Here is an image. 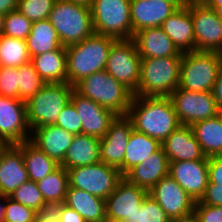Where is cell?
I'll list each match as a JSON object with an SVG mask.
<instances>
[{"label": "cell", "instance_id": "4dcf8cb0", "mask_svg": "<svg viewBox=\"0 0 222 222\" xmlns=\"http://www.w3.org/2000/svg\"><path fill=\"white\" fill-rule=\"evenodd\" d=\"M17 145L22 149L29 180L38 182L59 166L58 163L36 147L30 140Z\"/></svg>", "mask_w": 222, "mask_h": 222}, {"label": "cell", "instance_id": "7bdbcfd3", "mask_svg": "<svg viewBox=\"0 0 222 222\" xmlns=\"http://www.w3.org/2000/svg\"><path fill=\"white\" fill-rule=\"evenodd\" d=\"M193 217L197 222H222V206H210L197 201Z\"/></svg>", "mask_w": 222, "mask_h": 222}, {"label": "cell", "instance_id": "f907efd6", "mask_svg": "<svg viewBox=\"0 0 222 222\" xmlns=\"http://www.w3.org/2000/svg\"><path fill=\"white\" fill-rule=\"evenodd\" d=\"M6 200L7 196L0 193V222H4Z\"/></svg>", "mask_w": 222, "mask_h": 222}, {"label": "cell", "instance_id": "e0dca14e", "mask_svg": "<svg viewBox=\"0 0 222 222\" xmlns=\"http://www.w3.org/2000/svg\"><path fill=\"white\" fill-rule=\"evenodd\" d=\"M171 176L195 201L203 197L209 182L208 157L202 160L169 162Z\"/></svg>", "mask_w": 222, "mask_h": 222}, {"label": "cell", "instance_id": "bcb514c9", "mask_svg": "<svg viewBox=\"0 0 222 222\" xmlns=\"http://www.w3.org/2000/svg\"><path fill=\"white\" fill-rule=\"evenodd\" d=\"M209 182L222 186V155L208 158Z\"/></svg>", "mask_w": 222, "mask_h": 222}, {"label": "cell", "instance_id": "836d02e7", "mask_svg": "<svg viewBox=\"0 0 222 222\" xmlns=\"http://www.w3.org/2000/svg\"><path fill=\"white\" fill-rule=\"evenodd\" d=\"M30 59L26 40L0 36V67H20Z\"/></svg>", "mask_w": 222, "mask_h": 222}, {"label": "cell", "instance_id": "484cf974", "mask_svg": "<svg viewBox=\"0 0 222 222\" xmlns=\"http://www.w3.org/2000/svg\"><path fill=\"white\" fill-rule=\"evenodd\" d=\"M100 162V139L87 135H74L63 162L66 170L79 166L93 165Z\"/></svg>", "mask_w": 222, "mask_h": 222}, {"label": "cell", "instance_id": "c3c4849f", "mask_svg": "<svg viewBox=\"0 0 222 222\" xmlns=\"http://www.w3.org/2000/svg\"><path fill=\"white\" fill-rule=\"evenodd\" d=\"M18 8V0H0V14L6 15Z\"/></svg>", "mask_w": 222, "mask_h": 222}, {"label": "cell", "instance_id": "5bb4252c", "mask_svg": "<svg viewBox=\"0 0 222 222\" xmlns=\"http://www.w3.org/2000/svg\"><path fill=\"white\" fill-rule=\"evenodd\" d=\"M132 130V120L127 115H117L100 139V162L120 170L123 176L125 150Z\"/></svg>", "mask_w": 222, "mask_h": 222}, {"label": "cell", "instance_id": "7c38bea8", "mask_svg": "<svg viewBox=\"0 0 222 222\" xmlns=\"http://www.w3.org/2000/svg\"><path fill=\"white\" fill-rule=\"evenodd\" d=\"M31 132L25 102L0 95V142L19 144L30 140Z\"/></svg>", "mask_w": 222, "mask_h": 222}, {"label": "cell", "instance_id": "8992f818", "mask_svg": "<svg viewBox=\"0 0 222 222\" xmlns=\"http://www.w3.org/2000/svg\"><path fill=\"white\" fill-rule=\"evenodd\" d=\"M48 20L63 47L77 44L94 33L91 9L85 5L56 0Z\"/></svg>", "mask_w": 222, "mask_h": 222}, {"label": "cell", "instance_id": "5b68a950", "mask_svg": "<svg viewBox=\"0 0 222 222\" xmlns=\"http://www.w3.org/2000/svg\"><path fill=\"white\" fill-rule=\"evenodd\" d=\"M221 69L220 52L194 50L182 53L178 87L193 92H212Z\"/></svg>", "mask_w": 222, "mask_h": 222}, {"label": "cell", "instance_id": "ab89813d", "mask_svg": "<svg viewBox=\"0 0 222 222\" xmlns=\"http://www.w3.org/2000/svg\"><path fill=\"white\" fill-rule=\"evenodd\" d=\"M37 212L7 196L4 222H35Z\"/></svg>", "mask_w": 222, "mask_h": 222}, {"label": "cell", "instance_id": "4fadbf2b", "mask_svg": "<svg viewBox=\"0 0 222 222\" xmlns=\"http://www.w3.org/2000/svg\"><path fill=\"white\" fill-rule=\"evenodd\" d=\"M148 195L159 203L170 220L193 216L196 202L169 175L154 185L148 191Z\"/></svg>", "mask_w": 222, "mask_h": 222}, {"label": "cell", "instance_id": "6f0895ef", "mask_svg": "<svg viewBox=\"0 0 222 222\" xmlns=\"http://www.w3.org/2000/svg\"><path fill=\"white\" fill-rule=\"evenodd\" d=\"M5 15L0 14V36L3 35Z\"/></svg>", "mask_w": 222, "mask_h": 222}, {"label": "cell", "instance_id": "7dc6e473", "mask_svg": "<svg viewBox=\"0 0 222 222\" xmlns=\"http://www.w3.org/2000/svg\"><path fill=\"white\" fill-rule=\"evenodd\" d=\"M216 106L219 111H222V69L219 71L212 90Z\"/></svg>", "mask_w": 222, "mask_h": 222}, {"label": "cell", "instance_id": "74e56055", "mask_svg": "<svg viewBox=\"0 0 222 222\" xmlns=\"http://www.w3.org/2000/svg\"><path fill=\"white\" fill-rule=\"evenodd\" d=\"M56 0H18V8L32 22L48 19Z\"/></svg>", "mask_w": 222, "mask_h": 222}, {"label": "cell", "instance_id": "ee69618b", "mask_svg": "<svg viewBox=\"0 0 222 222\" xmlns=\"http://www.w3.org/2000/svg\"><path fill=\"white\" fill-rule=\"evenodd\" d=\"M51 210L59 222H86L76 210L69 208L64 203L53 206Z\"/></svg>", "mask_w": 222, "mask_h": 222}, {"label": "cell", "instance_id": "9a60e30c", "mask_svg": "<svg viewBox=\"0 0 222 222\" xmlns=\"http://www.w3.org/2000/svg\"><path fill=\"white\" fill-rule=\"evenodd\" d=\"M195 50L222 53V20L206 5H190Z\"/></svg>", "mask_w": 222, "mask_h": 222}, {"label": "cell", "instance_id": "6da1fadb", "mask_svg": "<svg viewBox=\"0 0 222 222\" xmlns=\"http://www.w3.org/2000/svg\"><path fill=\"white\" fill-rule=\"evenodd\" d=\"M127 116L132 120L133 129L160 143L181 125L169 97L133 95Z\"/></svg>", "mask_w": 222, "mask_h": 222}, {"label": "cell", "instance_id": "d4e9b609", "mask_svg": "<svg viewBox=\"0 0 222 222\" xmlns=\"http://www.w3.org/2000/svg\"><path fill=\"white\" fill-rule=\"evenodd\" d=\"M133 40L141 58L182 56L161 27L140 30L134 34Z\"/></svg>", "mask_w": 222, "mask_h": 222}, {"label": "cell", "instance_id": "44dd1931", "mask_svg": "<svg viewBox=\"0 0 222 222\" xmlns=\"http://www.w3.org/2000/svg\"><path fill=\"white\" fill-rule=\"evenodd\" d=\"M161 147L169 162L202 160L206 157L189 125L181 124L161 143Z\"/></svg>", "mask_w": 222, "mask_h": 222}, {"label": "cell", "instance_id": "681fc988", "mask_svg": "<svg viewBox=\"0 0 222 222\" xmlns=\"http://www.w3.org/2000/svg\"><path fill=\"white\" fill-rule=\"evenodd\" d=\"M35 222H59V221L54 212L52 210H49L43 213H37Z\"/></svg>", "mask_w": 222, "mask_h": 222}, {"label": "cell", "instance_id": "d6a6232c", "mask_svg": "<svg viewBox=\"0 0 222 222\" xmlns=\"http://www.w3.org/2000/svg\"><path fill=\"white\" fill-rule=\"evenodd\" d=\"M45 203L52 208L64 203L69 187L68 172L59 165L53 172L36 182Z\"/></svg>", "mask_w": 222, "mask_h": 222}, {"label": "cell", "instance_id": "f6af8a7d", "mask_svg": "<svg viewBox=\"0 0 222 222\" xmlns=\"http://www.w3.org/2000/svg\"><path fill=\"white\" fill-rule=\"evenodd\" d=\"M200 202L210 206H222V186L208 182Z\"/></svg>", "mask_w": 222, "mask_h": 222}, {"label": "cell", "instance_id": "d6986e66", "mask_svg": "<svg viewBox=\"0 0 222 222\" xmlns=\"http://www.w3.org/2000/svg\"><path fill=\"white\" fill-rule=\"evenodd\" d=\"M28 180L22 149L17 144L4 145L0 151V193L9 197Z\"/></svg>", "mask_w": 222, "mask_h": 222}, {"label": "cell", "instance_id": "83f0119b", "mask_svg": "<svg viewBox=\"0 0 222 222\" xmlns=\"http://www.w3.org/2000/svg\"><path fill=\"white\" fill-rule=\"evenodd\" d=\"M64 204L76 210L86 222H107L105 200L91 193L68 187Z\"/></svg>", "mask_w": 222, "mask_h": 222}, {"label": "cell", "instance_id": "94428289", "mask_svg": "<svg viewBox=\"0 0 222 222\" xmlns=\"http://www.w3.org/2000/svg\"><path fill=\"white\" fill-rule=\"evenodd\" d=\"M4 145H5L4 143L0 142V151L3 148Z\"/></svg>", "mask_w": 222, "mask_h": 222}, {"label": "cell", "instance_id": "603a6c76", "mask_svg": "<svg viewBox=\"0 0 222 222\" xmlns=\"http://www.w3.org/2000/svg\"><path fill=\"white\" fill-rule=\"evenodd\" d=\"M169 175V160L160 147L148 159L130 169L123 177L131 184L149 191Z\"/></svg>", "mask_w": 222, "mask_h": 222}, {"label": "cell", "instance_id": "4316f807", "mask_svg": "<svg viewBox=\"0 0 222 222\" xmlns=\"http://www.w3.org/2000/svg\"><path fill=\"white\" fill-rule=\"evenodd\" d=\"M35 71L46 83L67 82V53L66 47L31 57Z\"/></svg>", "mask_w": 222, "mask_h": 222}, {"label": "cell", "instance_id": "ffe728a7", "mask_svg": "<svg viewBox=\"0 0 222 222\" xmlns=\"http://www.w3.org/2000/svg\"><path fill=\"white\" fill-rule=\"evenodd\" d=\"M178 8L165 0H130L133 37L140 30L161 27Z\"/></svg>", "mask_w": 222, "mask_h": 222}, {"label": "cell", "instance_id": "816d5d0a", "mask_svg": "<svg viewBox=\"0 0 222 222\" xmlns=\"http://www.w3.org/2000/svg\"><path fill=\"white\" fill-rule=\"evenodd\" d=\"M66 1L91 7L94 0H66Z\"/></svg>", "mask_w": 222, "mask_h": 222}, {"label": "cell", "instance_id": "11a10c76", "mask_svg": "<svg viewBox=\"0 0 222 222\" xmlns=\"http://www.w3.org/2000/svg\"><path fill=\"white\" fill-rule=\"evenodd\" d=\"M165 1L173 3L177 8H181L187 5L186 0H165Z\"/></svg>", "mask_w": 222, "mask_h": 222}, {"label": "cell", "instance_id": "2e32d148", "mask_svg": "<svg viewBox=\"0 0 222 222\" xmlns=\"http://www.w3.org/2000/svg\"><path fill=\"white\" fill-rule=\"evenodd\" d=\"M148 191L123 178L114 192L105 200L107 221L127 220L135 222V214Z\"/></svg>", "mask_w": 222, "mask_h": 222}, {"label": "cell", "instance_id": "d590c367", "mask_svg": "<svg viewBox=\"0 0 222 222\" xmlns=\"http://www.w3.org/2000/svg\"><path fill=\"white\" fill-rule=\"evenodd\" d=\"M9 197L26 207L32 208L37 213L51 210V208L45 203L36 182L31 180L24 182Z\"/></svg>", "mask_w": 222, "mask_h": 222}, {"label": "cell", "instance_id": "277c9868", "mask_svg": "<svg viewBox=\"0 0 222 222\" xmlns=\"http://www.w3.org/2000/svg\"><path fill=\"white\" fill-rule=\"evenodd\" d=\"M74 89L116 115H127L133 98V93L105 70L82 79Z\"/></svg>", "mask_w": 222, "mask_h": 222}, {"label": "cell", "instance_id": "ac0fdd59", "mask_svg": "<svg viewBox=\"0 0 222 222\" xmlns=\"http://www.w3.org/2000/svg\"><path fill=\"white\" fill-rule=\"evenodd\" d=\"M70 102L74 105L82 123V134L101 139L108 131L116 114L79 94L75 89L71 93Z\"/></svg>", "mask_w": 222, "mask_h": 222}, {"label": "cell", "instance_id": "60d3db41", "mask_svg": "<svg viewBox=\"0 0 222 222\" xmlns=\"http://www.w3.org/2000/svg\"><path fill=\"white\" fill-rule=\"evenodd\" d=\"M54 125L63 128L73 135L82 134V123L79 114L71 102L62 109Z\"/></svg>", "mask_w": 222, "mask_h": 222}, {"label": "cell", "instance_id": "f1b7e54d", "mask_svg": "<svg viewBox=\"0 0 222 222\" xmlns=\"http://www.w3.org/2000/svg\"><path fill=\"white\" fill-rule=\"evenodd\" d=\"M191 127L206 157L222 155V117L220 114L196 122Z\"/></svg>", "mask_w": 222, "mask_h": 222}, {"label": "cell", "instance_id": "7402d4cb", "mask_svg": "<svg viewBox=\"0 0 222 222\" xmlns=\"http://www.w3.org/2000/svg\"><path fill=\"white\" fill-rule=\"evenodd\" d=\"M74 135L56 125L35 128L30 141L59 165L63 162Z\"/></svg>", "mask_w": 222, "mask_h": 222}, {"label": "cell", "instance_id": "9f6ffc18", "mask_svg": "<svg viewBox=\"0 0 222 222\" xmlns=\"http://www.w3.org/2000/svg\"><path fill=\"white\" fill-rule=\"evenodd\" d=\"M170 222H197L196 219L192 216L186 219H176V220H170Z\"/></svg>", "mask_w": 222, "mask_h": 222}, {"label": "cell", "instance_id": "52a82bcc", "mask_svg": "<svg viewBox=\"0 0 222 222\" xmlns=\"http://www.w3.org/2000/svg\"><path fill=\"white\" fill-rule=\"evenodd\" d=\"M74 86L69 83H46L25 102L31 131L40 126L54 125L62 109L70 102Z\"/></svg>", "mask_w": 222, "mask_h": 222}, {"label": "cell", "instance_id": "8fae6325", "mask_svg": "<svg viewBox=\"0 0 222 222\" xmlns=\"http://www.w3.org/2000/svg\"><path fill=\"white\" fill-rule=\"evenodd\" d=\"M182 125L213 118L219 114L212 92H193L177 87L169 96Z\"/></svg>", "mask_w": 222, "mask_h": 222}, {"label": "cell", "instance_id": "30bf717a", "mask_svg": "<svg viewBox=\"0 0 222 222\" xmlns=\"http://www.w3.org/2000/svg\"><path fill=\"white\" fill-rule=\"evenodd\" d=\"M140 58L133 38L117 39L109 50L105 66V71L128 88L133 95L139 85Z\"/></svg>", "mask_w": 222, "mask_h": 222}, {"label": "cell", "instance_id": "9c48e42d", "mask_svg": "<svg viewBox=\"0 0 222 222\" xmlns=\"http://www.w3.org/2000/svg\"><path fill=\"white\" fill-rule=\"evenodd\" d=\"M69 187L81 189L106 200L124 178L120 170L99 162L67 169Z\"/></svg>", "mask_w": 222, "mask_h": 222}, {"label": "cell", "instance_id": "ba28073f", "mask_svg": "<svg viewBox=\"0 0 222 222\" xmlns=\"http://www.w3.org/2000/svg\"><path fill=\"white\" fill-rule=\"evenodd\" d=\"M90 9L94 33L116 40L133 38L130 0H94Z\"/></svg>", "mask_w": 222, "mask_h": 222}, {"label": "cell", "instance_id": "7a4b0ae2", "mask_svg": "<svg viewBox=\"0 0 222 222\" xmlns=\"http://www.w3.org/2000/svg\"><path fill=\"white\" fill-rule=\"evenodd\" d=\"M115 40L93 33L81 42L67 46V83L75 86L91 74L105 70L108 53Z\"/></svg>", "mask_w": 222, "mask_h": 222}, {"label": "cell", "instance_id": "e575fe53", "mask_svg": "<svg viewBox=\"0 0 222 222\" xmlns=\"http://www.w3.org/2000/svg\"><path fill=\"white\" fill-rule=\"evenodd\" d=\"M19 100L26 102L35 95L46 82L35 71L31 61L18 67Z\"/></svg>", "mask_w": 222, "mask_h": 222}, {"label": "cell", "instance_id": "680465c9", "mask_svg": "<svg viewBox=\"0 0 222 222\" xmlns=\"http://www.w3.org/2000/svg\"><path fill=\"white\" fill-rule=\"evenodd\" d=\"M222 0H210L206 6H218L221 5Z\"/></svg>", "mask_w": 222, "mask_h": 222}, {"label": "cell", "instance_id": "f5cc1de1", "mask_svg": "<svg viewBox=\"0 0 222 222\" xmlns=\"http://www.w3.org/2000/svg\"><path fill=\"white\" fill-rule=\"evenodd\" d=\"M210 0H186L187 5H206Z\"/></svg>", "mask_w": 222, "mask_h": 222}, {"label": "cell", "instance_id": "db71d44e", "mask_svg": "<svg viewBox=\"0 0 222 222\" xmlns=\"http://www.w3.org/2000/svg\"><path fill=\"white\" fill-rule=\"evenodd\" d=\"M209 8H212L215 12V14L222 20V2L221 5L218 6H208Z\"/></svg>", "mask_w": 222, "mask_h": 222}, {"label": "cell", "instance_id": "cb8c5ba5", "mask_svg": "<svg viewBox=\"0 0 222 222\" xmlns=\"http://www.w3.org/2000/svg\"><path fill=\"white\" fill-rule=\"evenodd\" d=\"M161 28L172 40L180 53L195 50L194 28L190 14V5L178 8L163 22Z\"/></svg>", "mask_w": 222, "mask_h": 222}, {"label": "cell", "instance_id": "91938a15", "mask_svg": "<svg viewBox=\"0 0 222 222\" xmlns=\"http://www.w3.org/2000/svg\"><path fill=\"white\" fill-rule=\"evenodd\" d=\"M107 222H128L127 220H115V221H107Z\"/></svg>", "mask_w": 222, "mask_h": 222}, {"label": "cell", "instance_id": "f546056e", "mask_svg": "<svg viewBox=\"0 0 222 222\" xmlns=\"http://www.w3.org/2000/svg\"><path fill=\"white\" fill-rule=\"evenodd\" d=\"M26 44L30 58L63 47L48 19L33 22Z\"/></svg>", "mask_w": 222, "mask_h": 222}, {"label": "cell", "instance_id": "f35d334b", "mask_svg": "<svg viewBox=\"0 0 222 222\" xmlns=\"http://www.w3.org/2000/svg\"><path fill=\"white\" fill-rule=\"evenodd\" d=\"M135 222H170L164 209L151 196L147 195L137 207Z\"/></svg>", "mask_w": 222, "mask_h": 222}, {"label": "cell", "instance_id": "1f68e13d", "mask_svg": "<svg viewBox=\"0 0 222 222\" xmlns=\"http://www.w3.org/2000/svg\"><path fill=\"white\" fill-rule=\"evenodd\" d=\"M161 147V143L148 135L132 130L124 156V175L136 165L148 159Z\"/></svg>", "mask_w": 222, "mask_h": 222}, {"label": "cell", "instance_id": "8d00e7d4", "mask_svg": "<svg viewBox=\"0 0 222 222\" xmlns=\"http://www.w3.org/2000/svg\"><path fill=\"white\" fill-rule=\"evenodd\" d=\"M32 24L33 22L17 9L10 11L5 15L3 35L26 40L30 34Z\"/></svg>", "mask_w": 222, "mask_h": 222}, {"label": "cell", "instance_id": "b9f144b4", "mask_svg": "<svg viewBox=\"0 0 222 222\" xmlns=\"http://www.w3.org/2000/svg\"><path fill=\"white\" fill-rule=\"evenodd\" d=\"M0 95L19 99L18 67H0Z\"/></svg>", "mask_w": 222, "mask_h": 222}, {"label": "cell", "instance_id": "3957f363", "mask_svg": "<svg viewBox=\"0 0 222 222\" xmlns=\"http://www.w3.org/2000/svg\"><path fill=\"white\" fill-rule=\"evenodd\" d=\"M182 56L140 58V78L135 96L169 97L179 85Z\"/></svg>", "mask_w": 222, "mask_h": 222}]
</instances>
